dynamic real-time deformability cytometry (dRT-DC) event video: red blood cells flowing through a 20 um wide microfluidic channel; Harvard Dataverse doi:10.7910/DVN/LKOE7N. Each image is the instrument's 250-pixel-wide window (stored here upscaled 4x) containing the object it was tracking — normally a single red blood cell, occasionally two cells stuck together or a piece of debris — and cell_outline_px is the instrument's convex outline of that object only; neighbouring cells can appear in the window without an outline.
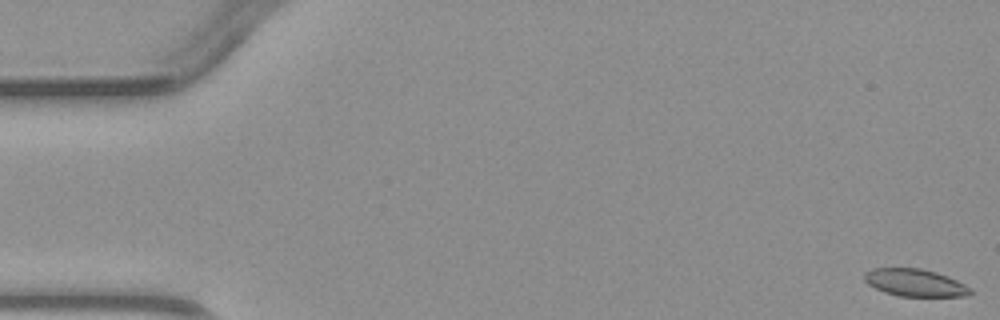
{"species": "common noctule bat (a hibernating species)", "species_latin": "Nyctalus noctula", "temperature_condition": "warm", "stored_images_in_passage": 6, "camera_frame_rate_fps": 3000, "um_per_image_px": 0.085, "animal": {"sex": "male", "body_mass_g": 23.1, "forearm_length_mm": 52.7}, "frame": {"image": 1, "passage_image": 1, "time_ms": 0.0, "image_size_px": [1000, 320], "cell_outline_px": [[972, 292], [968, 296], [900, 296], [884, 292], [868, 284], [864, 280], [864, 272], [872, 268], [920, 268], [936, 272], [948, 276], [972, 288]], "centroid_in_image_um": [77.77, 24.02], "position_along_channel_um": 7.2, "area_um2": 16.94}}
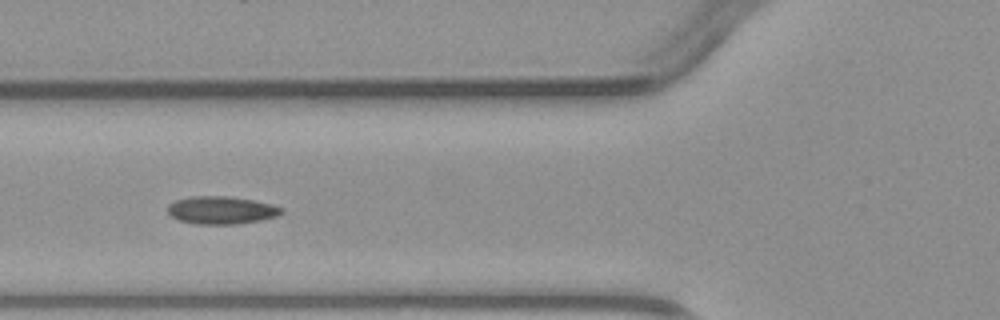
{"frame": {"image": 2, "passage_image": 6, "time_ms": 5.667, "image_size_px": [1000, 320], "cell_outline_px": [[284, 212], [276, 216], [260, 220], [232, 224], [196, 224], [180, 220], [172, 216], [168, 212], [168, 204], [176, 200], [192, 196], [228, 196], [252, 200], [272, 204], [284, 208]], "centroid_in_image_um": [18.83, 17.86], "position_along_channel_um": 107.0, "area_um2": 18.26}}